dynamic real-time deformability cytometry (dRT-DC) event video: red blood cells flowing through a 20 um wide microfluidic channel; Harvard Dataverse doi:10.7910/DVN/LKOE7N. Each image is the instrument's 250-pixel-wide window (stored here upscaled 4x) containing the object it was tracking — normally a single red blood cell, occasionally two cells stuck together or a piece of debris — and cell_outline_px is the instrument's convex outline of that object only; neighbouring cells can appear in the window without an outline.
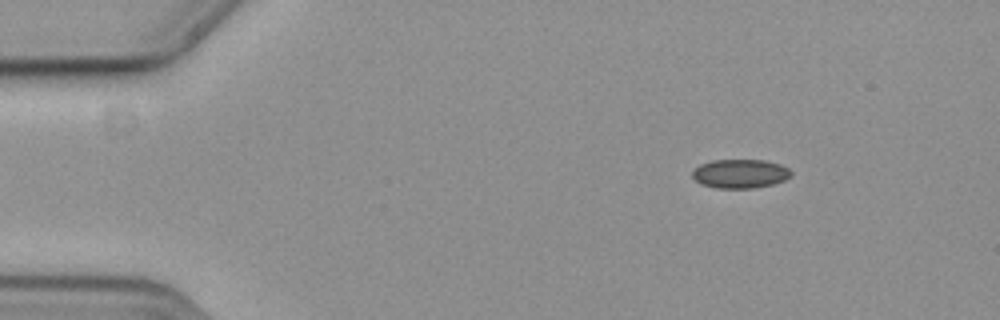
{"species": "common noctule bat (a hibernating species)", "species_latin": "Nyctalus noctula", "temperature_condition": "cold", "stored_images_in_passage": 20, "camera_frame_rate_fps": 3000, "um_per_image_px": 0.085, "animal": {"sex": "female", "body_mass_g": 19.3, "forearm_length_mm": 54.1}, "frame": {"image": 1, "passage_image": 8, "time_ms": 2.333, "image_size_px": [1000, 320], "cell_outline_px": [[792, 172], [784, 180], [772, 184], [752, 188], [716, 188], [700, 184], [692, 176], [692, 172], [700, 164], [712, 160], [764, 160], [780, 164], [788, 168]], "centroid_in_image_um": [62.88, 14.76], "position_along_channel_um": 22.1, "area_um2": 16.53}}
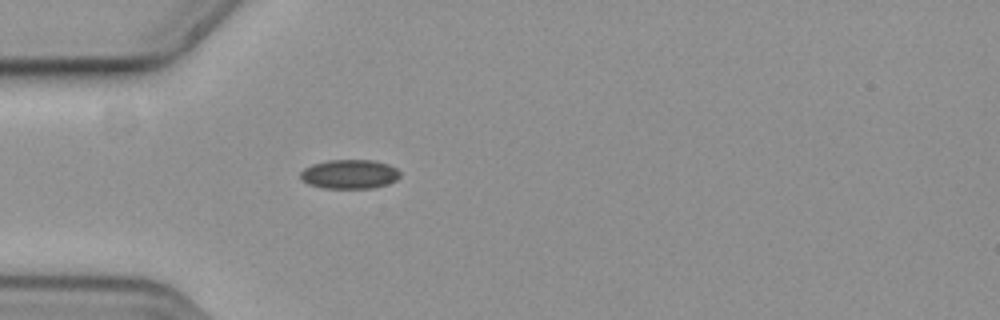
{"frame": {"image": 2, "passage_image": 17, "time_ms": 5.333, "image_size_px": [1000, 320], "cell_outline_px": [[400, 176], [396, 180], [388, 184], [372, 188], [324, 188], [308, 184], [300, 176], [300, 172], [304, 168], [312, 164], [328, 160], [376, 160], [388, 164], [396, 168], [400, 172]], "centroid_in_image_um": [29.73, 14.8], "position_along_channel_um": 55.3, "area_um2": 16.99}}